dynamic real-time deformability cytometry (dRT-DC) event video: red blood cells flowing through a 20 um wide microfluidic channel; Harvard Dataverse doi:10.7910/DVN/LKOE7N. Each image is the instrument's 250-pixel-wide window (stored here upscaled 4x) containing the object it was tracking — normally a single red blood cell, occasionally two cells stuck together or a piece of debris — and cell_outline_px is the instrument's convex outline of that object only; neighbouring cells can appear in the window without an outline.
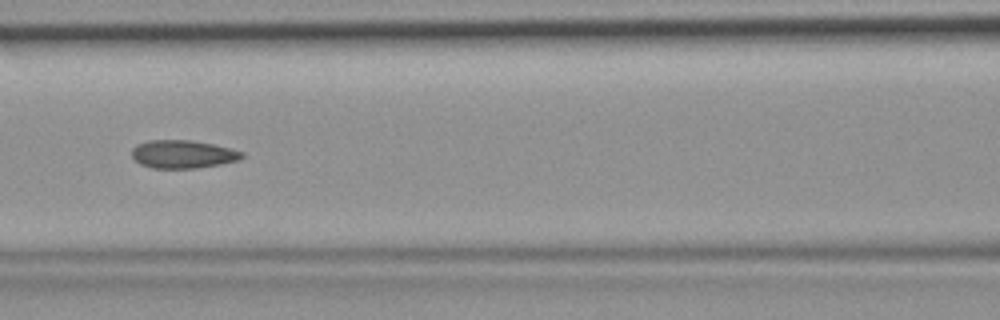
{"species": "common noctule bat (a hibernating species)", "species_latin": "Nyctalus noctula", "temperature_condition": "room temperature", "stored_images_in_passage": 37, "camera_frame_rate_fps": 3000, "um_per_image_px": 0.085, "animal": {"sex": "female", "body_mass_g": 19.9}, "frame": {"image": 1, "passage_image": 11, "time_ms": 3.333, "image_size_px": [1000, 320], "cell_outline_px": [[244, 156], [236, 160], [220, 164], [196, 168], [152, 168], [140, 164], [132, 156], [132, 148], [136, 144], [148, 140], [192, 140], [212, 144], [244, 152]], "centroid_in_image_um": [15.5, 13.1], "position_along_channel_um": 151.1, "area_um2": 17.92}}